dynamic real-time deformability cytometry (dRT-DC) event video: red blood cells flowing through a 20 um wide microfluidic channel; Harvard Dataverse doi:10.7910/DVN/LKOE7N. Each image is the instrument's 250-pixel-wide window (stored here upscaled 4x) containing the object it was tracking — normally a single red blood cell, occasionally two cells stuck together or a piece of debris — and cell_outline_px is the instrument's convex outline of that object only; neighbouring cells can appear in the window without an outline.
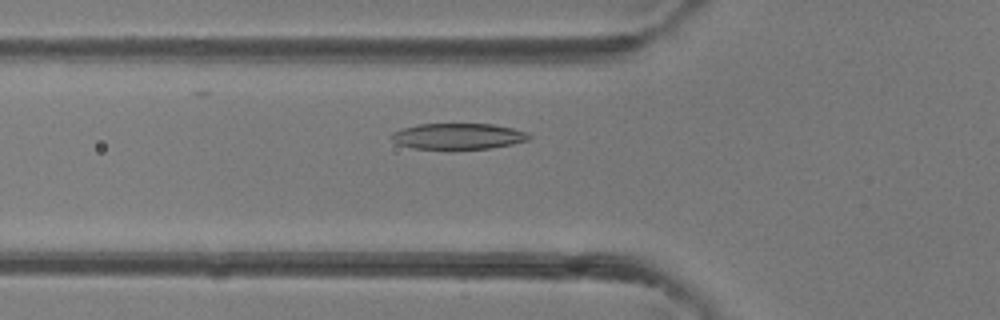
{"species": "common noctule bat (a hibernating species)", "species_latin": "Nyctalus noctula", "temperature_condition": "room temperature", "stored_images_in_passage": 32, "camera_frame_rate_fps": 3000, "um_per_image_px": 0.085, "animal": {"sex": "female"}, "frame": {"image": 1, "passage_image": 13, "time_ms": 4.0, "image_size_px": [1000, 320], "cell_outline_px": [[532, 136], [528, 140], [512, 144], [488, 148], [416, 148], [400, 144], [392, 140], [388, 136], [392, 132], [400, 128], [420, 124], [492, 124], [512, 128], [524, 132]], "centroid_in_image_um": [38.9, 11.56], "position_along_channel_um": 86.9, "area_um2": 20.46}}
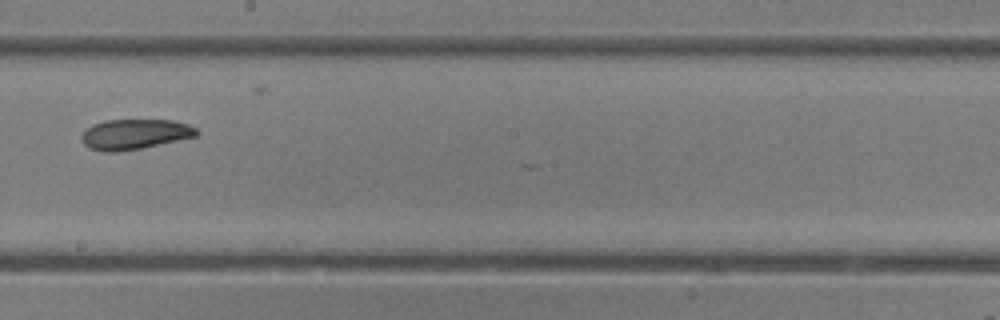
{"frame": {"image": 2, "passage_image": 22, "time_ms": 7.0, "image_size_px": [1000, 320], "cell_outline_px": [[200, 132], [196, 136], [140, 148], [116, 152], [100, 152], [88, 148], [84, 144], [80, 136], [92, 124], [104, 120], [172, 120], [188, 124], [196, 128]], "centroid_in_image_um": [11.42, 11.41], "position_along_channel_um": 236.8, "area_um2": 20.23}}
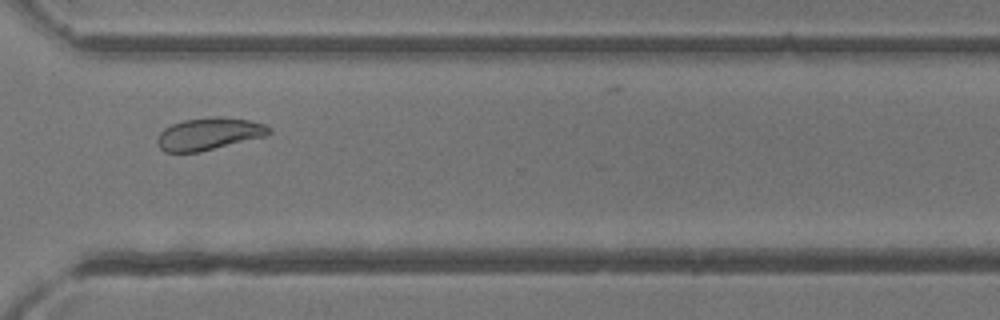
{"frame": {"image": 3, "passage_image": 29, "time_ms": 9.333, "image_size_px": [1000, 320], "cell_outline_px": [[272, 132], [268, 136], [200, 152], [164, 152], [156, 144], [156, 140], [160, 132], [164, 128], [172, 124], [184, 120], [248, 120], [264, 124]], "centroid_in_image_um": [17.72, 11.45], "position_along_channel_um": 352.9, "area_um2": 20.17}}